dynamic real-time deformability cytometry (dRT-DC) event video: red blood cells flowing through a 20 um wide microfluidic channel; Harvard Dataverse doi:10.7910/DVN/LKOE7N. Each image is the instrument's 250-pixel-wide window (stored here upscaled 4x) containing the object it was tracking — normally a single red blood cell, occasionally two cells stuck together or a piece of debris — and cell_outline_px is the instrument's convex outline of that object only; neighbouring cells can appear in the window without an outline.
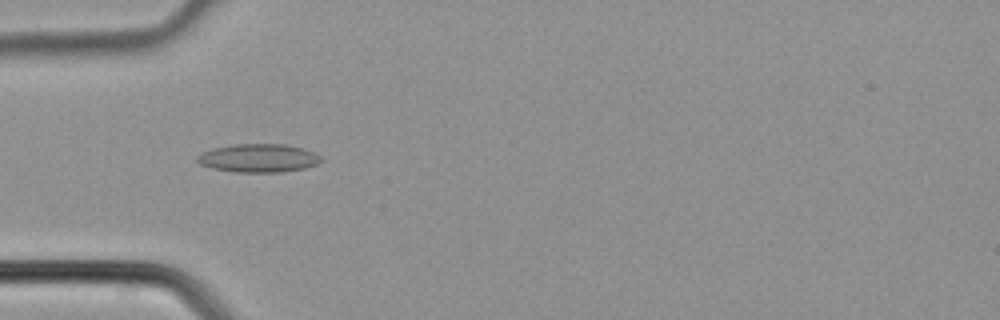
{"species": "common noctule bat (a hibernating species)", "species_latin": "Nyctalus noctula", "temperature_condition": "cold", "stored_images_in_passage": 4, "camera_frame_rate_fps": 3000, "um_per_image_px": 0.085, "animal": {"sex": "male", "body_mass_g": 21.5, "forearm_length_mm": 52.0}, "frame": {"image": 1, "passage_image": 4, "time_ms": 1.0, "image_size_px": [1000, 320], "cell_outline_px": [[324, 160], [316, 164], [304, 168], [280, 172], [236, 172], [212, 168], [200, 164], [196, 160], [196, 156], [212, 148], [236, 144], [284, 144], [304, 148], [316, 152]], "centroid_in_image_um": [21.99, 13.43], "position_along_channel_um": 63.0, "area_um2": 20.52}}